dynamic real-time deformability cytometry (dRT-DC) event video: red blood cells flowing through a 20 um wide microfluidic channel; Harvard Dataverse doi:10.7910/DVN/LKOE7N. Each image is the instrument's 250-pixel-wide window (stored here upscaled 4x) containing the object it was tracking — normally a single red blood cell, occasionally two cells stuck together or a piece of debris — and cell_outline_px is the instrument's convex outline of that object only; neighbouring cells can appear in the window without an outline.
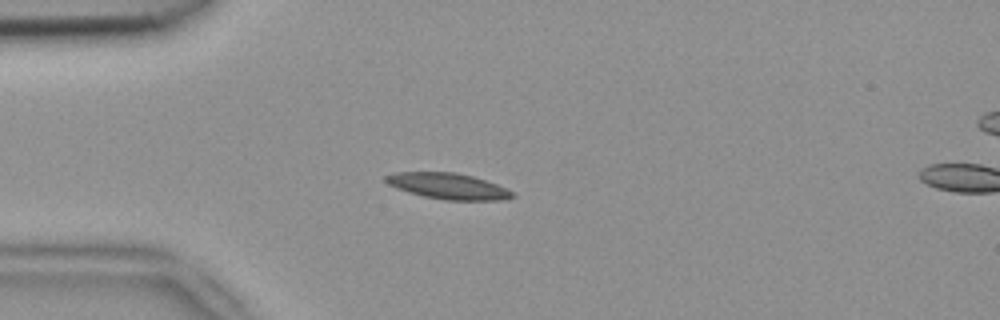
{"species": "common noctule bat (a hibernating species)", "species_latin": "Nyctalus noctula", "temperature_condition": "room temperature", "stored_images_in_passage": 5, "camera_frame_rate_fps": 3000, "um_per_image_px": 0.085, "animal": {"sex": "female", "body_mass_g": 18.4}, "frame": {"image": 1, "passage_image": 4, "time_ms": 1.0, "image_size_px": [1000, 320], "cell_outline_px": [[516, 196], [508, 200], [444, 200], [424, 196], [408, 192], [396, 188], [388, 184], [384, 180], [384, 176], [392, 172], [456, 172], [472, 176], [496, 184], [512, 192]], "centroid_in_image_um": [38.06, 15.82], "position_along_channel_um": 46.9, "area_um2": 19.19}}